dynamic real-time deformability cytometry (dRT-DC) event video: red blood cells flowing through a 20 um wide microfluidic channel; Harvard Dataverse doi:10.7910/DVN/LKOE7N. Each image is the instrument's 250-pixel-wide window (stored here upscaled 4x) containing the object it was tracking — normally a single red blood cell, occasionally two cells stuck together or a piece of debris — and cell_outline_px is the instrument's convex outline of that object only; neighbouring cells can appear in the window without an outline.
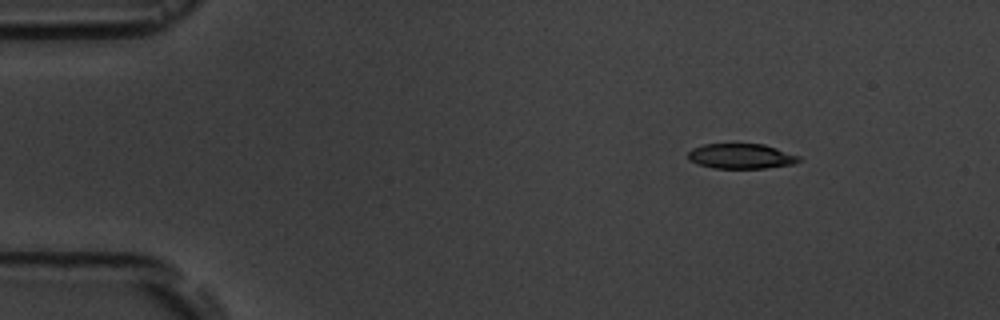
{"species": "common noctule bat (a hibernating species)", "species_latin": "Nyctalus noctula", "temperature_condition": "room temperature", "stored_images_in_passage": 5, "camera_frame_rate_fps": 3000, "um_per_image_px": 0.085, "animal": {"sex": "male", "body_mass_g": 19.5, "forearm_length_mm": 54.6}, "frame": {"image": 1, "passage_image": 1, "time_ms": 0.0, "image_size_px": [1000, 320], "cell_outline_px": [[800, 160], [792, 164], [764, 168], [712, 168], [696, 164], [688, 160], [688, 152], [692, 148], [704, 144], [764, 144], [800, 156]], "centroid_in_image_um": [62.94, 13.28], "position_along_channel_um": 22.1, "area_um2": 16.18}}
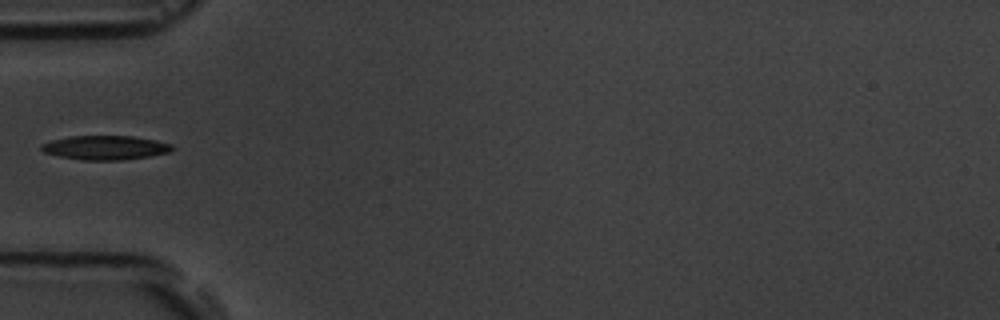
{"frame": {"image": 2, "passage_image": 4, "time_ms": 3.667, "image_size_px": [1000, 320], "cell_outline_px": [[176, 148], [168, 152], [148, 156], [120, 160], [84, 160], [60, 156], [44, 152], [40, 148], [40, 144], [52, 140], [68, 136], [132, 136], [156, 140], [172, 144]], "centroid_in_image_um": [8.95, 12.54], "position_along_channel_um": 76.0, "area_um2": 18.32}}
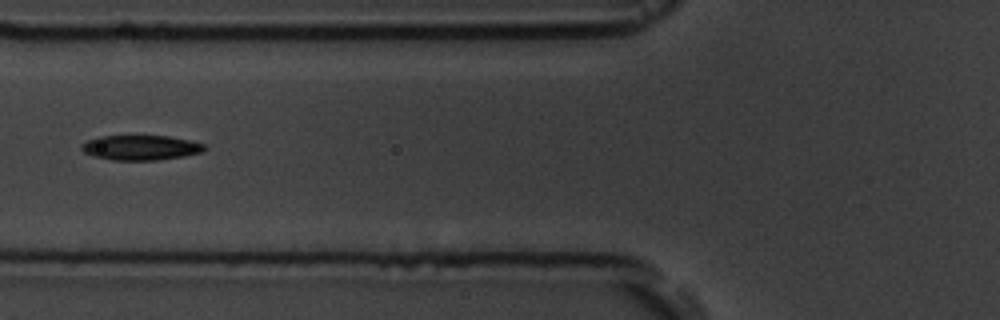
{"frame": {"image": 3, "passage_image": 5, "time_ms": 4.667, "image_size_px": [1000, 320], "cell_outline_px": [[208, 148], [200, 152], [184, 156], [156, 160], [112, 160], [92, 156], [84, 152], [80, 148], [80, 144], [88, 140], [100, 136], [168, 136], [188, 140], [204, 144]], "centroid_in_image_um": [11.93, 12.55], "position_along_channel_um": 113.9, "area_um2": 17.8}}